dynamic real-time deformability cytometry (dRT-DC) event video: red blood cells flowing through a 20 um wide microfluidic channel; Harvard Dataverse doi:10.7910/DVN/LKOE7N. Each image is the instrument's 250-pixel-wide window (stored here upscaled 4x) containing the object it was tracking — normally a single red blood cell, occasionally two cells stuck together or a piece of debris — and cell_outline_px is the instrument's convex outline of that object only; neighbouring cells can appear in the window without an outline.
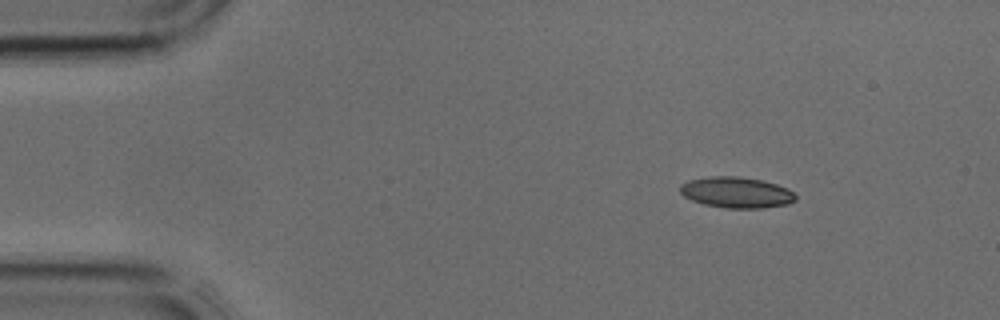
{"species": "common noctule bat (a hibernating species)", "species_latin": "Nyctalus noctula", "temperature_condition": "cold", "stored_images_in_passage": 3, "camera_frame_rate_fps": 3000, "um_per_image_px": 0.085, "animal": {"sex": "male", "body_mass_g": 17.9, "forearm_length_mm": 54.2}, "frame": {"image": 1, "passage_image": 1, "time_ms": 0.0, "image_size_px": [1000, 320], "cell_outline_px": [[796, 200], [788, 204], [764, 208], [728, 208], [704, 204], [692, 200], [684, 196], [680, 192], [680, 184], [688, 180], [708, 176], [736, 176], [760, 180], [776, 184], [788, 188], [796, 196]], "centroid_in_image_um": [62.59, 16.35], "position_along_channel_um": 22.4, "area_um2": 20.81}}
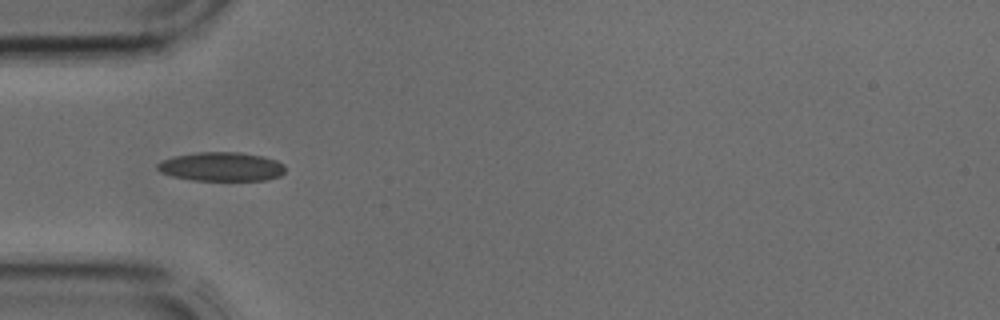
{"frame": {"image": 2, "passage_image": 3, "time_ms": 0.667, "image_size_px": [1000, 320], "cell_outline_px": [[284, 172], [280, 176], [268, 180], [192, 180], [172, 176], [160, 172], [156, 168], [156, 164], [164, 160], [176, 156], [196, 152], [240, 152], [264, 156], [276, 160], [284, 164]], "centroid_in_image_um": [18.84, 14.16], "position_along_channel_um": 66.2, "area_um2": 21.62}}